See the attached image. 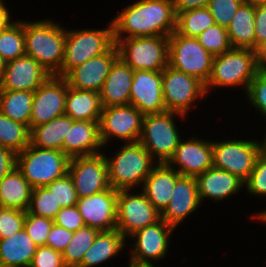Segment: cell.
Here are the masks:
<instances>
[{
  "label": "cell",
  "mask_w": 266,
  "mask_h": 267,
  "mask_svg": "<svg viewBox=\"0 0 266 267\" xmlns=\"http://www.w3.org/2000/svg\"><path fill=\"white\" fill-rule=\"evenodd\" d=\"M113 18L114 42L130 37H169L176 29L172 0H136Z\"/></svg>",
  "instance_id": "cell-1"
},
{
  "label": "cell",
  "mask_w": 266,
  "mask_h": 267,
  "mask_svg": "<svg viewBox=\"0 0 266 267\" xmlns=\"http://www.w3.org/2000/svg\"><path fill=\"white\" fill-rule=\"evenodd\" d=\"M52 18L24 20L25 52L51 75H56L64 60L66 26Z\"/></svg>",
  "instance_id": "cell-2"
},
{
  "label": "cell",
  "mask_w": 266,
  "mask_h": 267,
  "mask_svg": "<svg viewBox=\"0 0 266 267\" xmlns=\"http://www.w3.org/2000/svg\"><path fill=\"white\" fill-rule=\"evenodd\" d=\"M119 145V149L112 154L109 152V156L106 149L103 150L109 185L115 190H140L157 162L140 142Z\"/></svg>",
  "instance_id": "cell-3"
},
{
  "label": "cell",
  "mask_w": 266,
  "mask_h": 267,
  "mask_svg": "<svg viewBox=\"0 0 266 267\" xmlns=\"http://www.w3.org/2000/svg\"><path fill=\"white\" fill-rule=\"evenodd\" d=\"M258 71L253 49L232 48L228 52L214 56L211 75L205 84L207 97L213 89L219 88L238 87L237 89H242V95L246 94Z\"/></svg>",
  "instance_id": "cell-4"
},
{
  "label": "cell",
  "mask_w": 266,
  "mask_h": 267,
  "mask_svg": "<svg viewBox=\"0 0 266 267\" xmlns=\"http://www.w3.org/2000/svg\"><path fill=\"white\" fill-rule=\"evenodd\" d=\"M105 28H66L64 60L56 76L64 77L71 69L106 53L114 44L112 21Z\"/></svg>",
  "instance_id": "cell-5"
},
{
  "label": "cell",
  "mask_w": 266,
  "mask_h": 267,
  "mask_svg": "<svg viewBox=\"0 0 266 267\" xmlns=\"http://www.w3.org/2000/svg\"><path fill=\"white\" fill-rule=\"evenodd\" d=\"M186 118L170 111L144 115L139 142L157 163H167L173 156L182 138L177 120L182 122Z\"/></svg>",
  "instance_id": "cell-6"
},
{
  "label": "cell",
  "mask_w": 266,
  "mask_h": 267,
  "mask_svg": "<svg viewBox=\"0 0 266 267\" xmlns=\"http://www.w3.org/2000/svg\"><path fill=\"white\" fill-rule=\"evenodd\" d=\"M70 158L62 151L42 149L31 143L16 155V168L32 188L46 187L68 173Z\"/></svg>",
  "instance_id": "cell-7"
},
{
  "label": "cell",
  "mask_w": 266,
  "mask_h": 267,
  "mask_svg": "<svg viewBox=\"0 0 266 267\" xmlns=\"http://www.w3.org/2000/svg\"><path fill=\"white\" fill-rule=\"evenodd\" d=\"M229 138L227 139L226 135L225 140L212 141L213 167L228 171L245 182L262 152L261 140L253 137L246 139L242 136Z\"/></svg>",
  "instance_id": "cell-8"
},
{
  "label": "cell",
  "mask_w": 266,
  "mask_h": 267,
  "mask_svg": "<svg viewBox=\"0 0 266 267\" xmlns=\"http://www.w3.org/2000/svg\"><path fill=\"white\" fill-rule=\"evenodd\" d=\"M169 38L164 36L130 37L115 44L118 57L134 71H163L168 66Z\"/></svg>",
  "instance_id": "cell-9"
},
{
  "label": "cell",
  "mask_w": 266,
  "mask_h": 267,
  "mask_svg": "<svg viewBox=\"0 0 266 267\" xmlns=\"http://www.w3.org/2000/svg\"><path fill=\"white\" fill-rule=\"evenodd\" d=\"M162 91L166 111L186 117L192 109L193 112L199 109L197 101L207 97L205 85L200 80L169 65L162 71Z\"/></svg>",
  "instance_id": "cell-10"
},
{
  "label": "cell",
  "mask_w": 266,
  "mask_h": 267,
  "mask_svg": "<svg viewBox=\"0 0 266 267\" xmlns=\"http://www.w3.org/2000/svg\"><path fill=\"white\" fill-rule=\"evenodd\" d=\"M168 38V65L196 77L205 85L211 75L214 56L197 38L182 36L175 31Z\"/></svg>",
  "instance_id": "cell-11"
},
{
  "label": "cell",
  "mask_w": 266,
  "mask_h": 267,
  "mask_svg": "<svg viewBox=\"0 0 266 267\" xmlns=\"http://www.w3.org/2000/svg\"><path fill=\"white\" fill-rule=\"evenodd\" d=\"M143 118L144 114L131 104L102 107L99 129L103 147L111 146L114 139L121 144L139 142Z\"/></svg>",
  "instance_id": "cell-12"
},
{
  "label": "cell",
  "mask_w": 266,
  "mask_h": 267,
  "mask_svg": "<svg viewBox=\"0 0 266 267\" xmlns=\"http://www.w3.org/2000/svg\"><path fill=\"white\" fill-rule=\"evenodd\" d=\"M140 191V192H139ZM161 219V213L139 189L118 190L116 229L126 238Z\"/></svg>",
  "instance_id": "cell-13"
},
{
  "label": "cell",
  "mask_w": 266,
  "mask_h": 267,
  "mask_svg": "<svg viewBox=\"0 0 266 267\" xmlns=\"http://www.w3.org/2000/svg\"><path fill=\"white\" fill-rule=\"evenodd\" d=\"M176 229L164 220L148 225L127 238L128 259L139 263H155L164 260ZM129 241V242H128ZM133 241V242H132ZM131 242V244H130ZM132 246V247H131Z\"/></svg>",
  "instance_id": "cell-14"
},
{
  "label": "cell",
  "mask_w": 266,
  "mask_h": 267,
  "mask_svg": "<svg viewBox=\"0 0 266 267\" xmlns=\"http://www.w3.org/2000/svg\"><path fill=\"white\" fill-rule=\"evenodd\" d=\"M68 174L72 178L77 198L89 197L110 188L103 152L70 158Z\"/></svg>",
  "instance_id": "cell-15"
},
{
  "label": "cell",
  "mask_w": 266,
  "mask_h": 267,
  "mask_svg": "<svg viewBox=\"0 0 266 267\" xmlns=\"http://www.w3.org/2000/svg\"><path fill=\"white\" fill-rule=\"evenodd\" d=\"M167 164L181 176L197 177L213 167L212 139L193 135L181 138Z\"/></svg>",
  "instance_id": "cell-16"
},
{
  "label": "cell",
  "mask_w": 266,
  "mask_h": 267,
  "mask_svg": "<svg viewBox=\"0 0 266 267\" xmlns=\"http://www.w3.org/2000/svg\"><path fill=\"white\" fill-rule=\"evenodd\" d=\"M67 81L64 77L50 75L34 92L30 130L65 114Z\"/></svg>",
  "instance_id": "cell-17"
},
{
  "label": "cell",
  "mask_w": 266,
  "mask_h": 267,
  "mask_svg": "<svg viewBox=\"0 0 266 267\" xmlns=\"http://www.w3.org/2000/svg\"><path fill=\"white\" fill-rule=\"evenodd\" d=\"M118 190L112 187L89 197L78 198L76 207L86 226L108 231L116 229Z\"/></svg>",
  "instance_id": "cell-18"
},
{
  "label": "cell",
  "mask_w": 266,
  "mask_h": 267,
  "mask_svg": "<svg viewBox=\"0 0 266 267\" xmlns=\"http://www.w3.org/2000/svg\"><path fill=\"white\" fill-rule=\"evenodd\" d=\"M117 58L118 49L114 44L106 53L71 69L64 78L70 87L100 93L109 70Z\"/></svg>",
  "instance_id": "cell-19"
},
{
  "label": "cell",
  "mask_w": 266,
  "mask_h": 267,
  "mask_svg": "<svg viewBox=\"0 0 266 267\" xmlns=\"http://www.w3.org/2000/svg\"><path fill=\"white\" fill-rule=\"evenodd\" d=\"M129 104L144 115L166 112L162 91V71H134Z\"/></svg>",
  "instance_id": "cell-20"
},
{
  "label": "cell",
  "mask_w": 266,
  "mask_h": 267,
  "mask_svg": "<svg viewBox=\"0 0 266 267\" xmlns=\"http://www.w3.org/2000/svg\"><path fill=\"white\" fill-rule=\"evenodd\" d=\"M50 75L32 57L24 55L6 63L0 90L35 92Z\"/></svg>",
  "instance_id": "cell-21"
},
{
  "label": "cell",
  "mask_w": 266,
  "mask_h": 267,
  "mask_svg": "<svg viewBox=\"0 0 266 267\" xmlns=\"http://www.w3.org/2000/svg\"><path fill=\"white\" fill-rule=\"evenodd\" d=\"M202 206L196 178L180 176L176 181L170 202L161 213V219L177 230L188 216H193Z\"/></svg>",
  "instance_id": "cell-22"
},
{
  "label": "cell",
  "mask_w": 266,
  "mask_h": 267,
  "mask_svg": "<svg viewBox=\"0 0 266 267\" xmlns=\"http://www.w3.org/2000/svg\"><path fill=\"white\" fill-rule=\"evenodd\" d=\"M198 195L201 204L207 200L213 203L223 202L232 196L239 195L244 189V182L228 171L211 167L196 177ZM205 200V201H204Z\"/></svg>",
  "instance_id": "cell-23"
},
{
  "label": "cell",
  "mask_w": 266,
  "mask_h": 267,
  "mask_svg": "<svg viewBox=\"0 0 266 267\" xmlns=\"http://www.w3.org/2000/svg\"><path fill=\"white\" fill-rule=\"evenodd\" d=\"M105 148L100 139L99 121H74L68 124L63 153L69 158L101 153Z\"/></svg>",
  "instance_id": "cell-24"
},
{
  "label": "cell",
  "mask_w": 266,
  "mask_h": 267,
  "mask_svg": "<svg viewBox=\"0 0 266 267\" xmlns=\"http://www.w3.org/2000/svg\"><path fill=\"white\" fill-rule=\"evenodd\" d=\"M134 70L119 57L112 64L100 91L102 107L128 105Z\"/></svg>",
  "instance_id": "cell-25"
},
{
  "label": "cell",
  "mask_w": 266,
  "mask_h": 267,
  "mask_svg": "<svg viewBox=\"0 0 266 267\" xmlns=\"http://www.w3.org/2000/svg\"><path fill=\"white\" fill-rule=\"evenodd\" d=\"M181 175L167 163H157L141 187L149 202L162 213L171 200L177 179Z\"/></svg>",
  "instance_id": "cell-26"
},
{
  "label": "cell",
  "mask_w": 266,
  "mask_h": 267,
  "mask_svg": "<svg viewBox=\"0 0 266 267\" xmlns=\"http://www.w3.org/2000/svg\"><path fill=\"white\" fill-rule=\"evenodd\" d=\"M127 238L123 236L117 229L108 231H99L93 244L84 254L79 266L98 267L108 263L121 252L124 253L127 248Z\"/></svg>",
  "instance_id": "cell-27"
},
{
  "label": "cell",
  "mask_w": 266,
  "mask_h": 267,
  "mask_svg": "<svg viewBox=\"0 0 266 267\" xmlns=\"http://www.w3.org/2000/svg\"><path fill=\"white\" fill-rule=\"evenodd\" d=\"M255 1L245 0L227 27L232 48H255Z\"/></svg>",
  "instance_id": "cell-28"
},
{
  "label": "cell",
  "mask_w": 266,
  "mask_h": 267,
  "mask_svg": "<svg viewBox=\"0 0 266 267\" xmlns=\"http://www.w3.org/2000/svg\"><path fill=\"white\" fill-rule=\"evenodd\" d=\"M37 245L23 228L0 239V264L8 267H30Z\"/></svg>",
  "instance_id": "cell-29"
},
{
  "label": "cell",
  "mask_w": 266,
  "mask_h": 267,
  "mask_svg": "<svg viewBox=\"0 0 266 267\" xmlns=\"http://www.w3.org/2000/svg\"><path fill=\"white\" fill-rule=\"evenodd\" d=\"M101 110L100 93L78 90L67 84L65 115L74 121H100Z\"/></svg>",
  "instance_id": "cell-30"
},
{
  "label": "cell",
  "mask_w": 266,
  "mask_h": 267,
  "mask_svg": "<svg viewBox=\"0 0 266 267\" xmlns=\"http://www.w3.org/2000/svg\"><path fill=\"white\" fill-rule=\"evenodd\" d=\"M32 186L15 167L0 180V207L26 212L30 204Z\"/></svg>",
  "instance_id": "cell-31"
},
{
  "label": "cell",
  "mask_w": 266,
  "mask_h": 267,
  "mask_svg": "<svg viewBox=\"0 0 266 267\" xmlns=\"http://www.w3.org/2000/svg\"><path fill=\"white\" fill-rule=\"evenodd\" d=\"M74 120L68 115H62L51 121L33 127L30 133V143L38 148L53 149L63 152L64 137H67L68 124Z\"/></svg>",
  "instance_id": "cell-32"
},
{
  "label": "cell",
  "mask_w": 266,
  "mask_h": 267,
  "mask_svg": "<svg viewBox=\"0 0 266 267\" xmlns=\"http://www.w3.org/2000/svg\"><path fill=\"white\" fill-rule=\"evenodd\" d=\"M34 92L0 90V112L30 129Z\"/></svg>",
  "instance_id": "cell-33"
},
{
  "label": "cell",
  "mask_w": 266,
  "mask_h": 267,
  "mask_svg": "<svg viewBox=\"0 0 266 267\" xmlns=\"http://www.w3.org/2000/svg\"><path fill=\"white\" fill-rule=\"evenodd\" d=\"M14 19L0 31V56L6 63L26 55L24 19Z\"/></svg>",
  "instance_id": "cell-34"
},
{
  "label": "cell",
  "mask_w": 266,
  "mask_h": 267,
  "mask_svg": "<svg viewBox=\"0 0 266 267\" xmlns=\"http://www.w3.org/2000/svg\"><path fill=\"white\" fill-rule=\"evenodd\" d=\"M214 24V18L207 7L189 9L176 14L175 32L182 36L196 38Z\"/></svg>",
  "instance_id": "cell-35"
},
{
  "label": "cell",
  "mask_w": 266,
  "mask_h": 267,
  "mask_svg": "<svg viewBox=\"0 0 266 267\" xmlns=\"http://www.w3.org/2000/svg\"><path fill=\"white\" fill-rule=\"evenodd\" d=\"M31 130L28 126L13 121L0 112V145L8 147L16 154L30 144Z\"/></svg>",
  "instance_id": "cell-36"
},
{
  "label": "cell",
  "mask_w": 266,
  "mask_h": 267,
  "mask_svg": "<svg viewBox=\"0 0 266 267\" xmlns=\"http://www.w3.org/2000/svg\"><path fill=\"white\" fill-rule=\"evenodd\" d=\"M98 233V229L86 225L73 232L71 241L62 252L66 267H78L80 265L84 254L93 244Z\"/></svg>",
  "instance_id": "cell-37"
},
{
  "label": "cell",
  "mask_w": 266,
  "mask_h": 267,
  "mask_svg": "<svg viewBox=\"0 0 266 267\" xmlns=\"http://www.w3.org/2000/svg\"><path fill=\"white\" fill-rule=\"evenodd\" d=\"M61 208L57 205L54 194L47 187L32 189L28 213L54 220Z\"/></svg>",
  "instance_id": "cell-38"
},
{
  "label": "cell",
  "mask_w": 266,
  "mask_h": 267,
  "mask_svg": "<svg viewBox=\"0 0 266 267\" xmlns=\"http://www.w3.org/2000/svg\"><path fill=\"white\" fill-rule=\"evenodd\" d=\"M199 43L213 56L221 55L232 49L227 28L214 24L197 37Z\"/></svg>",
  "instance_id": "cell-39"
},
{
  "label": "cell",
  "mask_w": 266,
  "mask_h": 267,
  "mask_svg": "<svg viewBox=\"0 0 266 267\" xmlns=\"http://www.w3.org/2000/svg\"><path fill=\"white\" fill-rule=\"evenodd\" d=\"M244 97L246 103L257 110V114H260L266 123V72H257Z\"/></svg>",
  "instance_id": "cell-40"
},
{
  "label": "cell",
  "mask_w": 266,
  "mask_h": 267,
  "mask_svg": "<svg viewBox=\"0 0 266 267\" xmlns=\"http://www.w3.org/2000/svg\"><path fill=\"white\" fill-rule=\"evenodd\" d=\"M245 194L251 195L259 200H266V155L261 152L258 156L255 166L244 182Z\"/></svg>",
  "instance_id": "cell-41"
},
{
  "label": "cell",
  "mask_w": 266,
  "mask_h": 267,
  "mask_svg": "<svg viewBox=\"0 0 266 267\" xmlns=\"http://www.w3.org/2000/svg\"><path fill=\"white\" fill-rule=\"evenodd\" d=\"M53 224L54 220L52 219L37 216L26 211L24 229L37 246L46 245L48 233Z\"/></svg>",
  "instance_id": "cell-42"
},
{
  "label": "cell",
  "mask_w": 266,
  "mask_h": 267,
  "mask_svg": "<svg viewBox=\"0 0 266 267\" xmlns=\"http://www.w3.org/2000/svg\"><path fill=\"white\" fill-rule=\"evenodd\" d=\"M46 187L54 194L57 205L62 208L76 205L78 198L72 178L68 173Z\"/></svg>",
  "instance_id": "cell-43"
},
{
  "label": "cell",
  "mask_w": 266,
  "mask_h": 267,
  "mask_svg": "<svg viewBox=\"0 0 266 267\" xmlns=\"http://www.w3.org/2000/svg\"><path fill=\"white\" fill-rule=\"evenodd\" d=\"M245 0H210L209 9L215 24L227 28Z\"/></svg>",
  "instance_id": "cell-44"
},
{
  "label": "cell",
  "mask_w": 266,
  "mask_h": 267,
  "mask_svg": "<svg viewBox=\"0 0 266 267\" xmlns=\"http://www.w3.org/2000/svg\"><path fill=\"white\" fill-rule=\"evenodd\" d=\"M26 212L0 207V239L12 236L24 228Z\"/></svg>",
  "instance_id": "cell-45"
},
{
  "label": "cell",
  "mask_w": 266,
  "mask_h": 267,
  "mask_svg": "<svg viewBox=\"0 0 266 267\" xmlns=\"http://www.w3.org/2000/svg\"><path fill=\"white\" fill-rule=\"evenodd\" d=\"M30 267H66L62 253L47 245L38 246Z\"/></svg>",
  "instance_id": "cell-46"
},
{
  "label": "cell",
  "mask_w": 266,
  "mask_h": 267,
  "mask_svg": "<svg viewBox=\"0 0 266 267\" xmlns=\"http://www.w3.org/2000/svg\"><path fill=\"white\" fill-rule=\"evenodd\" d=\"M54 223L71 232H75L77 229L85 226L76 205L61 208L54 219Z\"/></svg>",
  "instance_id": "cell-47"
},
{
  "label": "cell",
  "mask_w": 266,
  "mask_h": 267,
  "mask_svg": "<svg viewBox=\"0 0 266 267\" xmlns=\"http://www.w3.org/2000/svg\"><path fill=\"white\" fill-rule=\"evenodd\" d=\"M72 237L73 232L54 223L48 233L46 245L55 251L62 253L71 241Z\"/></svg>",
  "instance_id": "cell-48"
},
{
  "label": "cell",
  "mask_w": 266,
  "mask_h": 267,
  "mask_svg": "<svg viewBox=\"0 0 266 267\" xmlns=\"http://www.w3.org/2000/svg\"><path fill=\"white\" fill-rule=\"evenodd\" d=\"M255 47L266 40V0L255 1Z\"/></svg>",
  "instance_id": "cell-49"
},
{
  "label": "cell",
  "mask_w": 266,
  "mask_h": 267,
  "mask_svg": "<svg viewBox=\"0 0 266 267\" xmlns=\"http://www.w3.org/2000/svg\"><path fill=\"white\" fill-rule=\"evenodd\" d=\"M16 153L0 145V180L16 167Z\"/></svg>",
  "instance_id": "cell-50"
},
{
  "label": "cell",
  "mask_w": 266,
  "mask_h": 267,
  "mask_svg": "<svg viewBox=\"0 0 266 267\" xmlns=\"http://www.w3.org/2000/svg\"><path fill=\"white\" fill-rule=\"evenodd\" d=\"M175 14L195 8L207 7L210 0H172Z\"/></svg>",
  "instance_id": "cell-51"
},
{
  "label": "cell",
  "mask_w": 266,
  "mask_h": 267,
  "mask_svg": "<svg viewBox=\"0 0 266 267\" xmlns=\"http://www.w3.org/2000/svg\"><path fill=\"white\" fill-rule=\"evenodd\" d=\"M253 50L258 70L266 72V40L260 42Z\"/></svg>",
  "instance_id": "cell-52"
},
{
  "label": "cell",
  "mask_w": 266,
  "mask_h": 267,
  "mask_svg": "<svg viewBox=\"0 0 266 267\" xmlns=\"http://www.w3.org/2000/svg\"><path fill=\"white\" fill-rule=\"evenodd\" d=\"M5 0H0V31L13 21L12 13Z\"/></svg>",
  "instance_id": "cell-53"
},
{
  "label": "cell",
  "mask_w": 266,
  "mask_h": 267,
  "mask_svg": "<svg viewBox=\"0 0 266 267\" xmlns=\"http://www.w3.org/2000/svg\"><path fill=\"white\" fill-rule=\"evenodd\" d=\"M254 214H251L252 216H250L251 218L250 219H252V220H255L256 221V223H257V221H259V223L260 224H264V225H266V207H265V209L263 208V210L262 209H260V211H256V212H253Z\"/></svg>",
  "instance_id": "cell-54"
},
{
  "label": "cell",
  "mask_w": 266,
  "mask_h": 267,
  "mask_svg": "<svg viewBox=\"0 0 266 267\" xmlns=\"http://www.w3.org/2000/svg\"><path fill=\"white\" fill-rule=\"evenodd\" d=\"M129 261L127 263L128 264V267H159V266H156L158 264H155V263H139V262H135L131 259H128Z\"/></svg>",
  "instance_id": "cell-55"
},
{
  "label": "cell",
  "mask_w": 266,
  "mask_h": 267,
  "mask_svg": "<svg viewBox=\"0 0 266 267\" xmlns=\"http://www.w3.org/2000/svg\"><path fill=\"white\" fill-rule=\"evenodd\" d=\"M266 128H264L263 130H265ZM266 131V130H265ZM263 133H265L263 136H262V138H263V140H262V138H260L261 139V147H262V152L266 155V132H263Z\"/></svg>",
  "instance_id": "cell-56"
},
{
  "label": "cell",
  "mask_w": 266,
  "mask_h": 267,
  "mask_svg": "<svg viewBox=\"0 0 266 267\" xmlns=\"http://www.w3.org/2000/svg\"><path fill=\"white\" fill-rule=\"evenodd\" d=\"M5 65H6V62L0 56V81H1L3 74H4Z\"/></svg>",
  "instance_id": "cell-57"
},
{
  "label": "cell",
  "mask_w": 266,
  "mask_h": 267,
  "mask_svg": "<svg viewBox=\"0 0 266 267\" xmlns=\"http://www.w3.org/2000/svg\"><path fill=\"white\" fill-rule=\"evenodd\" d=\"M78 267H94V266H78Z\"/></svg>",
  "instance_id": "cell-58"
}]
</instances>
